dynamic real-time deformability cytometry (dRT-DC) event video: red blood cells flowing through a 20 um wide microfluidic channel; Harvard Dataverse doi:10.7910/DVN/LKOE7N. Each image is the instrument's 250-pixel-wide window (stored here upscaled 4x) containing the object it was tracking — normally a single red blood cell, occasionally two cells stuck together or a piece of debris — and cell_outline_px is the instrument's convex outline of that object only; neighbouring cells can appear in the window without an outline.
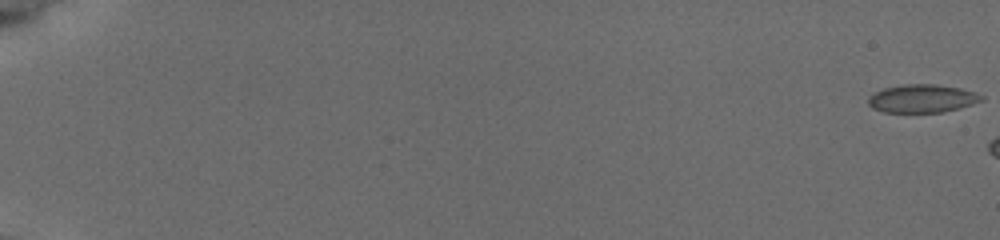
{"species": "common noctule bat (a hibernating species)", "species_latin": "Nyctalus noctula", "temperature_condition": "cold", "stored_images_in_passage": 6, "camera_frame_rate_fps": 3000, "um_per_image_px": 0.085, "animal": {"sex": "female", "body_mass_g": 19.5, "forearm_length_mm": 54.1}, "frame": {"image": 1, "passage_image": 1, "time_ms": 0.0, "image_size_px": [1000, 240], "cell_outline_px": [[984, 100], [960, 108], [940, 112], [884, 112], [872, 108], [868, 104], [868, 96], [884, 88], [904, 84], [936, 84], [960, 88], [984, 96]], "centroid_in_image_um": [78.37, 8.37], "position_along_channel_um": 6.6, "area_um2": 18.5}}